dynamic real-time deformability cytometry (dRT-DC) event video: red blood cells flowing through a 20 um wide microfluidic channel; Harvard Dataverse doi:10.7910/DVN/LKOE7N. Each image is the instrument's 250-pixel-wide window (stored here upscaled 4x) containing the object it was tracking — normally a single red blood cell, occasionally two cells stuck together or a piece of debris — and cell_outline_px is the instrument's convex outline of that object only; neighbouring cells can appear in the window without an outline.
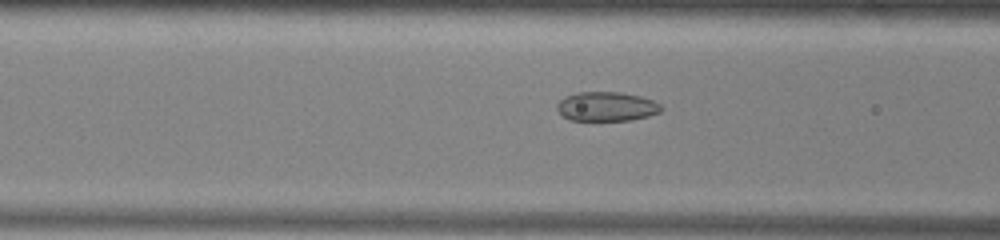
{"species": "common noctule bat (a hibernating species)", "species_latin": "Nyctalus noctula", "temperature_condition": "warm", "stored_images_in_passage": 52, "camera_frame_rate_fps": 3000, "um_per_image_px": 0.085, "animal": {"sex": "male", "body_mass_g": 13.0, "forearm_length_mm": 53.1}, "frame": {"image": 1, "passage_image": 20, "time_ms": 6.333, "image_size_px": [1000, 240], "cell_outline_px": [[664, 108], [660, 112], [648, 116], [632, 120], [568, 120], [556, 108], [556, 104], [564, 96], [576, 92], [620, 92], [640, 96], [652, 100], [660, 104]], "centroid_in_image_um": [51.55, 9.05], "position_along_channel_um": 115.0, "area_um2": 17.86}}
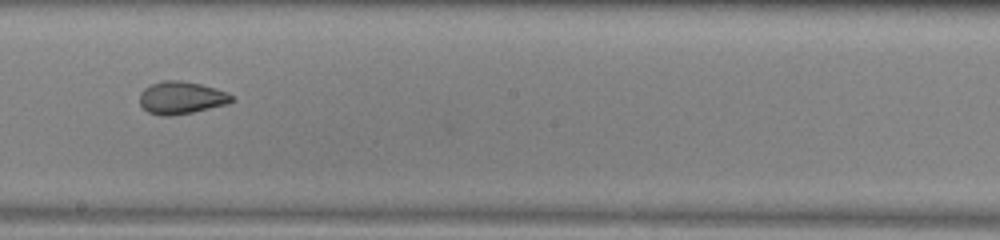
{"frame": {"image": 2, "passage_image": 29, "time_ms": 9.333, "image_size_px": [1000, 240], "cell_outline_px": [[236, 100], [228, 104], [192, 112], [172, 116], [164, 116], [148, 112], [140, 104], [140, 92], [144, 88], [152, 84], [164, 80], [180, 80], [200, 84], [216, 88], [228, 92]], "centroid_in_image_um": [15.44, 8.31], "position_along_channel_um": 232.8, "area_um2": 17.51}}
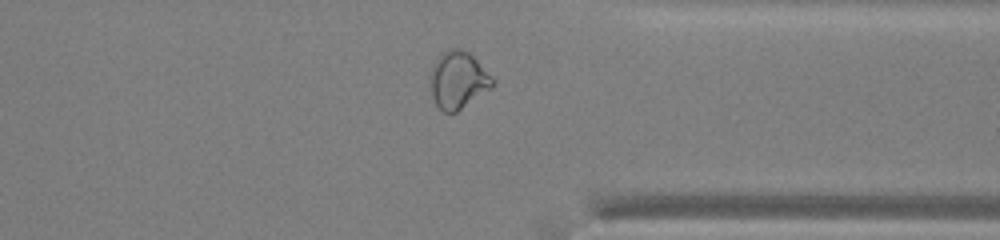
{"frame": {"image": 3, "passage_image": 40, "time_ms": 13.0, "image_size_px": [1000, 240], "cell_outline_px": [[496, 84], [492, 88], [456, 112], [444, 112], [436, 104], [432, 96], [428, 84], [428, 76], [440, 52], [448, 48], [460, 48], [472, 52], [496, 80]], "centroid_in_image_um": [38.95, 6.75], "position_along_channel_um": 372.4, "area_um2": 21.56}, "authors_computed_cell_mechanics": {"area_um2": 21.3571, "velocity_mm_per_s": 3.9271, "shape_relaxation_time_tau1_ms": null, "shape_relaxation_time_tau2_ms": 1.6942, "deformation_change_tau1": null, "deformation_change_tau2": 0.0541}}